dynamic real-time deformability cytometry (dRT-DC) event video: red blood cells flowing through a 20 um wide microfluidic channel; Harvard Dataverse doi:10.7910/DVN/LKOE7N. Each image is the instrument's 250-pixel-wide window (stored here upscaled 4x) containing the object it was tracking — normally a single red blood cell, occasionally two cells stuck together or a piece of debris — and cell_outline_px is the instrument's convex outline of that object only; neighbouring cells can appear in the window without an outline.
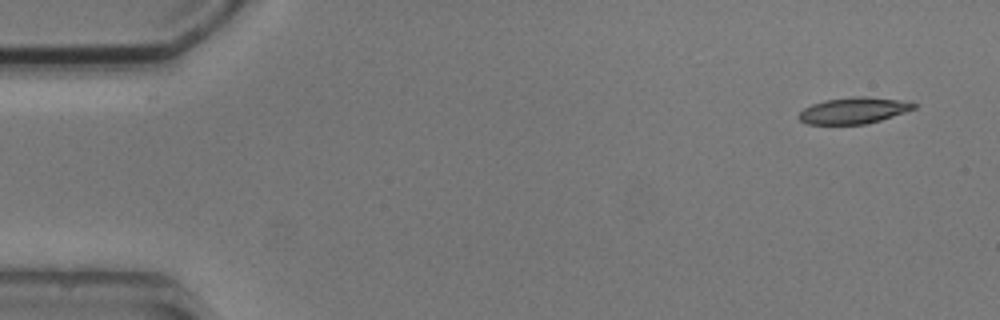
{"species": "common noctule bat (a hibernating species)", "species_latin": "Nyctalus noctula", "temperature_condition": "cold", "stored_images_in_passage": 7, "camera_frame_rate_fps": 3000, "um_per_image_px": 0.085, "animal": {"sex": "male", "body_mass_g": 20.5, "forearm_length_mm": 52.5}, "frame": {"image": 1, "passage_image": 1, "time_ms": 0.0, "image_size_px": [1000, 320], "cell_outline_px": [[916, 108], [880, 120], [864, 124], [808, 124], [800, 120], [800, 112], [804, 108], [812, 104], [824, 100], [852, 96], [864, 96], [896, 100], [916, 104]], "centroid_in_image_um": [72.52, 9.39], "position_along_channel_um": 12.5, "area_um2": 17.28}}
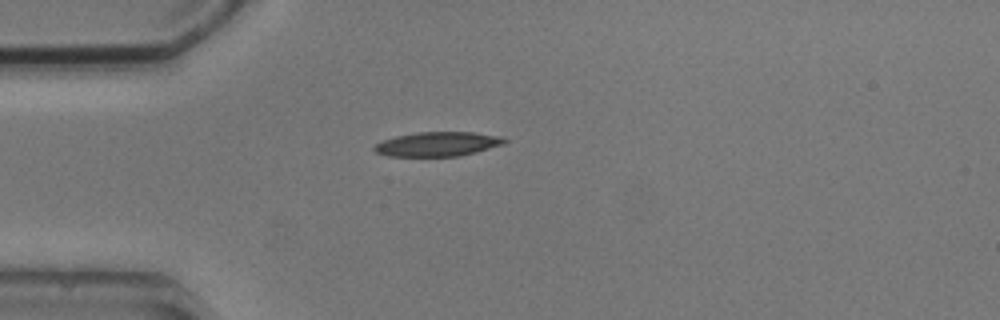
{"frame": {"image": 2, "passage_image": 4, "time_ms": 3.667, "image_size_px": [1000, 320], "cell_outline_px": [[508, 140], [504, 144], [476, 152], [460, 156], [388, 156], [376, 152], [372, 148], [376, 144], [384, 140], [396, 136], [416, 132], [472, 132], [504, 136]], "centroid_in_image_um": [37.24, 12.24], "position_along_channel_um": 47.8, "area_um2": 18.55}}